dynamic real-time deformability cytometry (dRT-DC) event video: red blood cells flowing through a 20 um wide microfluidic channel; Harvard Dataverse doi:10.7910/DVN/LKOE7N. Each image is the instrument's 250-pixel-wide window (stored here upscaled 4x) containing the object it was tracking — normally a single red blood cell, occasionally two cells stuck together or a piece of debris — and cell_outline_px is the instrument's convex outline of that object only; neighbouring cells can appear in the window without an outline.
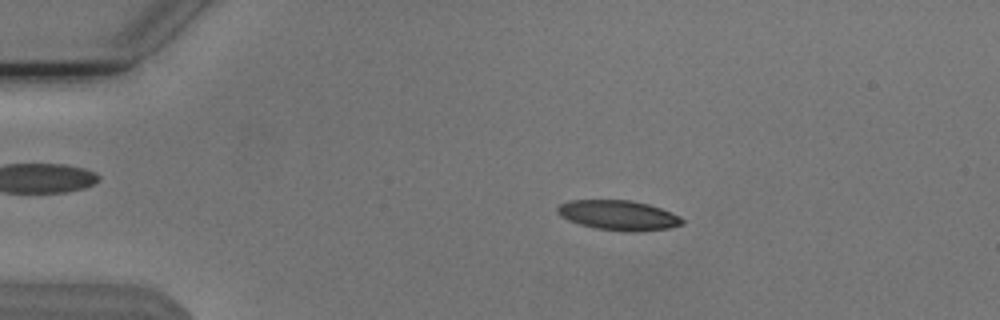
{"species": "Egyptian fruit bat (a non-hibernating species)", "species_latin": "Rousettus aegyptiacus", "temperature_condition": "cold", "stored_images_in_passage": 47, "camera_frame_rate_fps": 3000, "um_per_image_px": 0.085, "animal": {"sex": "male"}, "frame": {"image": 1, "passage_image": 4, "time_ms": 1.0, "image_size_px": [1000, 320], "cell_outline_px": [[684, 224], [668, 228], [640, 232], [624, 232], [596, 228], [580, 224], [568, 220], [560, 216], [556, 212], [556, 208], [560, 204], [572, 200], [632, 200], [648, 204], [660, 208], [680, 216], [684, 220]], "centroid_in_image_um": [52.58, 18.3], "position_along_channel_um": 32.4, "area_um2": 21.85}}
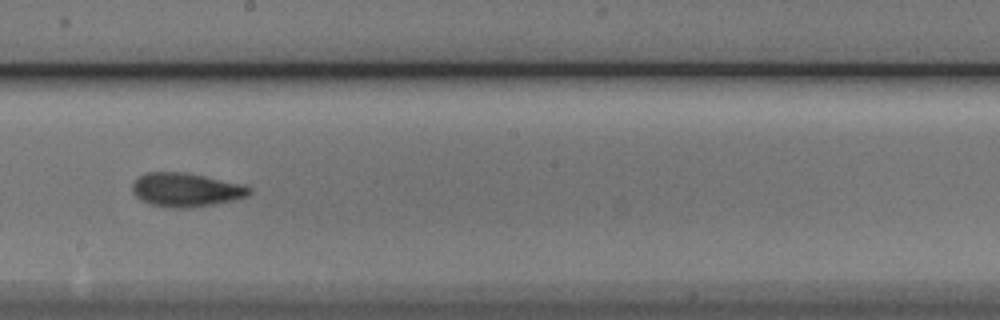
{"frame": {"image": 2, "passage_image": 24, "time_ms": 7.667, "image_size_px": [1000, 320], "cell_outline_px": [[252, 192], [248, 196], [232, 200], [192, 208], [172, 208], [152, 204], [140, 200], [132, 192], [132, 184], [140, 176], [148, 172], [180, 172], [204, 176], [248, 184], [252, 188]], "centroid_in_image_um": [15.86, 16.13], "position_along_channel_um": 232.3, "area_um2": 23.12}}
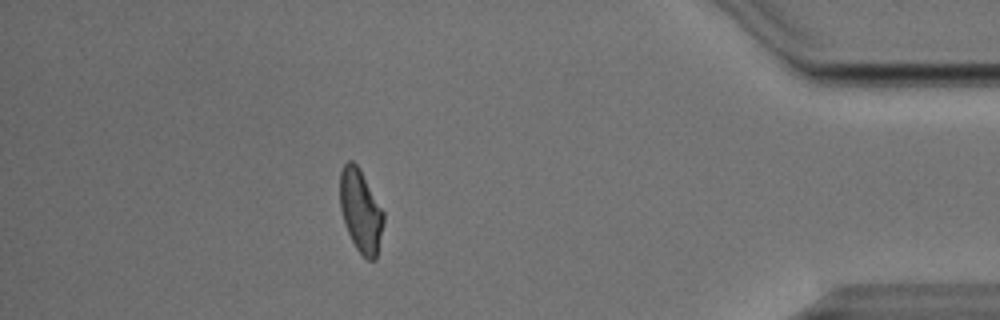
{"frame": {"image": 3, "passage_image": 41, "time_ms": 13.333, "image_size_px": [1000, 320], "cell_outline_px": [[384, 220], [376, 260], [368, 260], [356, 248], [348, 232], [340, 208], [340, 172], [344, 164], [348, 160], [352, 160], [356, 164], [384, 212]], "centroid_in_image_um": [30.65, 17.94], "position_along_channel_um": 404.5, "area_um2": 20.63}, "authors_computed_cell_mechanics": {"area_um2": 21.8484, "velocity_mm_per_s": 3.8082, "shape_relaxation_time_tau1_ms": 4.5527, "shape_relaxation_time_tau2_ms": 3.5916, "deformation_change_tau1": 0.1461, "deformation_change_tau2": 0.1002}}